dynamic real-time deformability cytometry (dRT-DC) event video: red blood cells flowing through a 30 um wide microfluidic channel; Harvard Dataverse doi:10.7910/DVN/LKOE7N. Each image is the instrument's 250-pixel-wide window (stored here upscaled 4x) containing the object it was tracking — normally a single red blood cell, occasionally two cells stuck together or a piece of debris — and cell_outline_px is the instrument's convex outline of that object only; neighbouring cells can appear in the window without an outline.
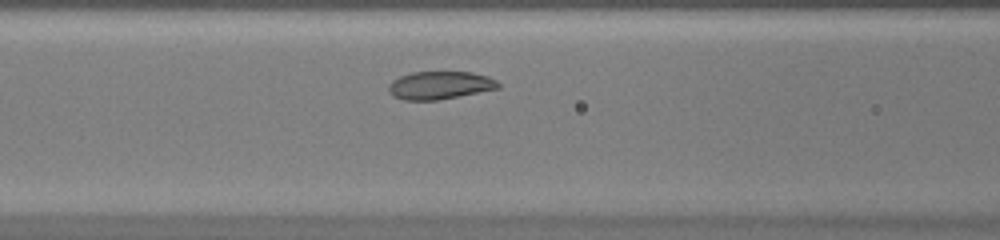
{"species": "common noctule bat (a hibernating species)", "species_latin": "Nyctalus noctula", "temperature_condition": "warm", "stored_images_in_passage": 32, "camera_frame_rate_fps": 3000, "um_per_image_px": 0.085, "animal": {"sex": "female", "body_mass_g": 20.0, "forearm_length_mm": 54.0}, "frame": {"image": 1, "passage_image": 11, "time_ms": 3.333, "image_size_px": [1000, 240], "cell_outline_px": [[500, 88], [436, 100], [404, 100], [392, 96], [388, 92], [388, 84], [392, 80], [400, 76], [412, 72], [472, 72], [488, 76], [496, 80], [500, 84]], "centroid_in_image_um": [37.36, 7.24], "position_along_channel_um": 129.2, "area_um2": 17.86}}
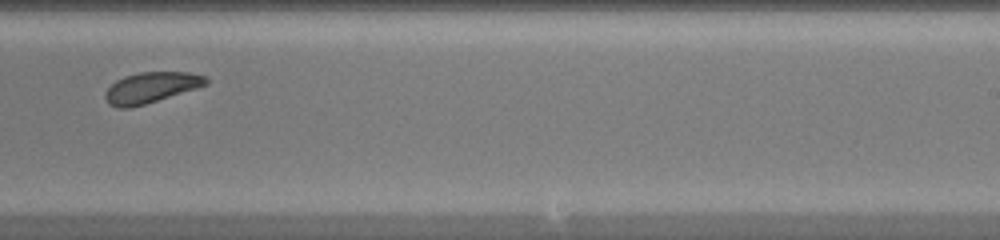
{"frame": {"image": 2, "passage_image": 21, "time_ms": 6.667, "image_size_px": [1000, 240], "cell_outline_px": [[208, 84], [196, 88], [144, 104], [128, 108], [116, 108], [108, 104], [104, 96], [104, 92], [116, 80], [124, 76], [140, 72], [188, 72], [208, 76]], "centroid_in_image_um": [12.82, 7.43], "position_along_channel_um": 276.2, "area_um2": 17.98}}
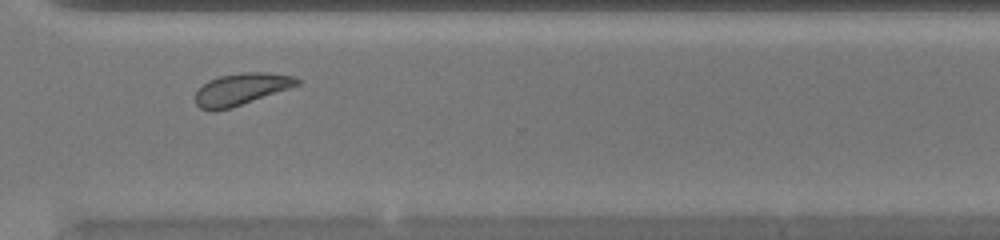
{"frame": {"image": 3, "passage_image": 26, "time_ms": 8.333, "image_size_px": [1000, 240], "cell_outline_px": [[300, 84], [232, 108], [200, 108], [196, 104], [196, 92], [208, 80], [220, 76], [244, 72], [264, 72], [296, 76], [300, 80]], "centroid_in_image_um": [20.55, 7.54], "position_along_channel_um": 350.0, "area_um2": 18.38}}